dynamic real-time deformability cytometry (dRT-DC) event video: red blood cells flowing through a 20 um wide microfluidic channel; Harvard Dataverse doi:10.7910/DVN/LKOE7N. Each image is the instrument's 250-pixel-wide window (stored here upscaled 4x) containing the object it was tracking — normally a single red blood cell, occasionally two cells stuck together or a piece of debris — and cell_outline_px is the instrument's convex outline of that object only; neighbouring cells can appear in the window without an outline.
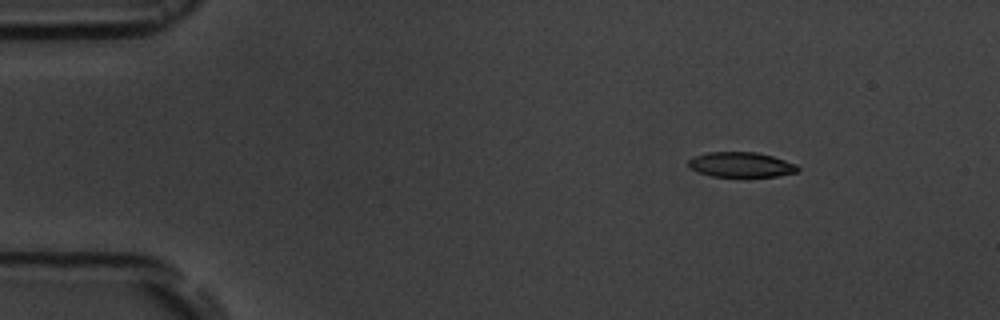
{"species": "common noctule bat (a hibernating species)", "species_latin": "Nyctalus noctula", "temperature_condition": "room temperature", "stored_images_in_passage": 6, "camera_frame_rate_fps": 3000, "um_per_image_px": 0.085, "animal": {"sex": "male", "body_mass_g": 19.5, "forearm_length_mm": 54.6}, "frame": {"image": 1, "passage_image": 2, "time_ms": 1.333, "image_size_px": [1000, 320], "cell_outline_px": [[800, 168], [796, 172], [776, 176], [712, 176], [700, 172], [692, 168], [688, 164], [688, 160], [696, 156], [708, 152], [756, 152], [772, 156], [796, 164]], "centroid_in_image_um": [63.01, 13.99], "position_along_channel_um": 22.0, "area_um2": 15.61}}
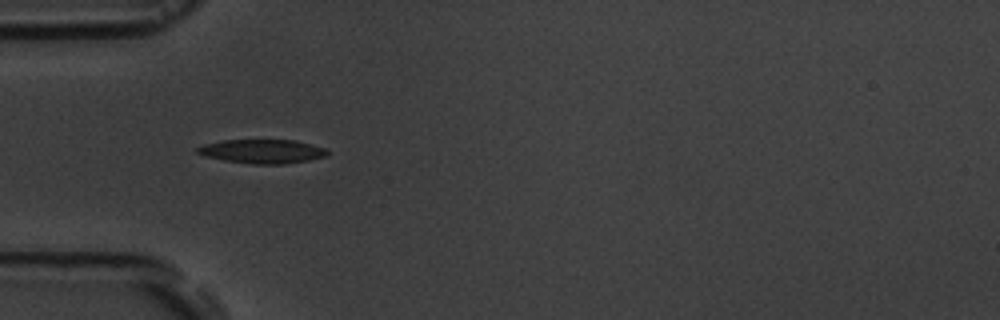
{"frame": {"image": 2, "passage_image": 5, "time_ms": 4.667, "image_size_px": [1000, 320], "cell_outline_px": [[328, 156], [308, 160], [284, 164], [252, 164], [224, 160], [204, 156], [196, 152], [196, 148], [204, 144], [224, 140], [296, 140], [324, 148], [328, 152]], "centroid_in_image_um": [22.28, 12.86], "position_along_channel_um": 62.7, "area_um2": 18.09}}
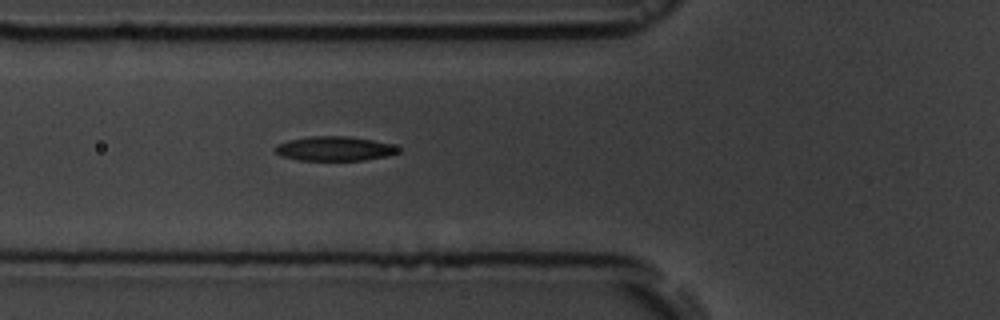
{"frame": {"image": 3, "passage_image": 6, "time_ms": 5.667, "image_size_px": [1000, 320], "cell_outline_px": [[400, 152], [388, 156], [364, 160], [300, 160], [280, 156], [272, 148], [276, 144], [288, 140], [312, 136], [348, 136], [372, 140], [392, 144], [400, 148]], "centroid_in_image_um": [28.42, 12.63], "position_along_channel_um": 97.4, "area_um2": 17.63}}